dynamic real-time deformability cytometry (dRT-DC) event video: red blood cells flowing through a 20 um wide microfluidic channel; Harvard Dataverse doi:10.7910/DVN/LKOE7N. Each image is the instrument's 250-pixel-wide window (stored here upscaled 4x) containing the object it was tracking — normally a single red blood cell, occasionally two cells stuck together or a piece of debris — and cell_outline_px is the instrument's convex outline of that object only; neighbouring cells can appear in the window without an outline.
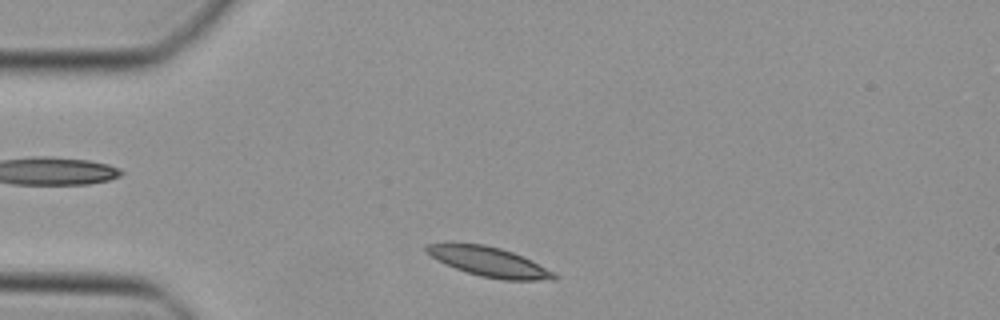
{"species": "Egyptian fruit bat (a non-hibernating species)", "species_latin": "Rousettus aegyptiacus", "temperature_condition": "cold", "stored_images_in_passage": 38, "camera_frame_rate_fps": 3000, "um_per_image_px": 0.085, "animal": {"sex": "female"}, "frame": {"image": 1, "passage_image": 2, "time_ms": 0.333, "image_size_px": [1000, 320], "cell_outline_px": [[560, 276], [556, 280], [504, 280], [480, 276], [444, 264], [432, 256], [424, 248], [424, 244], [484, 244], [500, 248], [512, 252], [532, 260]], "centroid_in_image_um": [41.63, 22.27], "position_along_channel_um": 43.4, "area_um2": 21.68}}
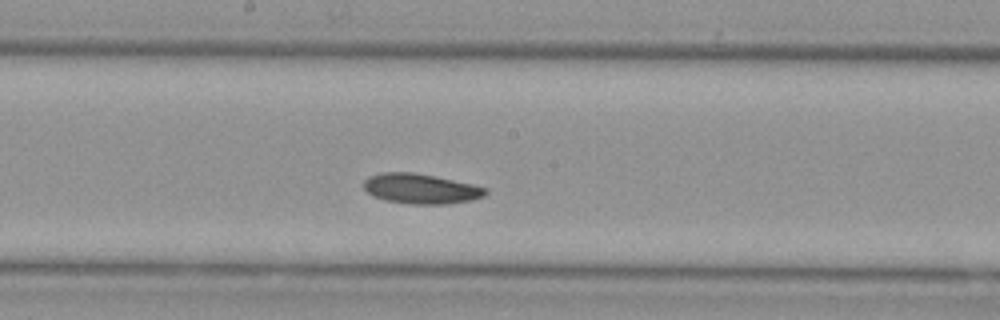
{"frame": {"image": 2, "passage_image": 16, "time_ms": 5.0, "image_size_px": [1000, 320], "cell_outline_px": [[488, 192], [484, 196], [472, 200], [448, 204], [412, 204], [384, 200], [372, 196], [364, 188], [364, 180], [368, 176], [380, 172], [412, 172], [472, 184], [488, 188]], "centroid_in_image_um": [35.75, 16.04], "position_along_channel_um": 212.4, "area_um2": 21.33}}
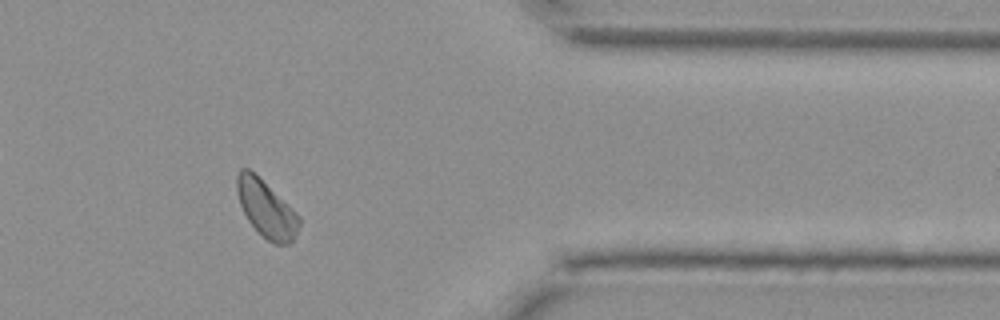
{"frame": {"image": 3, "passage_image": 30, "time_ms": 9.667, "image_size_px": [1000, 320], "cell_outline_px": [[300, 224], [292, 240], [288, 244], [272, 244], [248, 220], [240, 204], [236, 192], [236, 176], [240, 168], [248, 168], [296, 212], [300, 216]], "centroid_in_image_um": [22.61, 17.75], "position_along_channel_um": 388.8, "area_um2": 20.06}}